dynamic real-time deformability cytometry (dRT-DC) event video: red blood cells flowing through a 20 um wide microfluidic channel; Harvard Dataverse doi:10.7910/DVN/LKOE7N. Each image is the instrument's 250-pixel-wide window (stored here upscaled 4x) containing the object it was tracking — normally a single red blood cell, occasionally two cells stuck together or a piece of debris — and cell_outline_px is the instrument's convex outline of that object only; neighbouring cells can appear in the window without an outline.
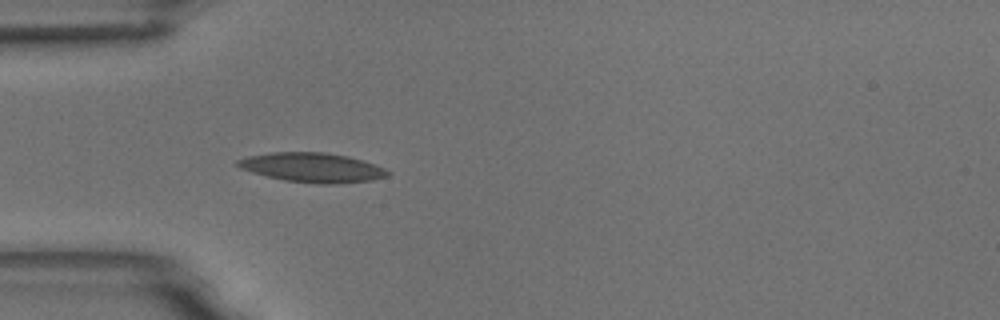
{"species": "common noctule bat (a hibernating species)", "species_latin": "Nyctalus noctula", "temperature_condition": "room temperature", "stored_images_in_passage": 5, "camera_frame_rate_fps": 3000, "um_per_image_px": 0.085, "animal": {"sex": "male", "body_mass_g": 18.8}, "frame": {"image": 1, "passage_image": 5, "time_ms": 4.667, "image_size_px": [1000, 320], "cell_outline_px": [[392, 172], [388, 176], [372, 180], [336, 184], [316, 184], [284, 180], [252, 172], [240, 168], [236, 164], [236, 160], [248, 156], [272, 152], [324, 152], [348, 156], [364, 160], [376, 164]], "centroid_in_image_um": [26.59, 14.24], "position_along_channel_um": 58.4, "area_um2": 25.89}}